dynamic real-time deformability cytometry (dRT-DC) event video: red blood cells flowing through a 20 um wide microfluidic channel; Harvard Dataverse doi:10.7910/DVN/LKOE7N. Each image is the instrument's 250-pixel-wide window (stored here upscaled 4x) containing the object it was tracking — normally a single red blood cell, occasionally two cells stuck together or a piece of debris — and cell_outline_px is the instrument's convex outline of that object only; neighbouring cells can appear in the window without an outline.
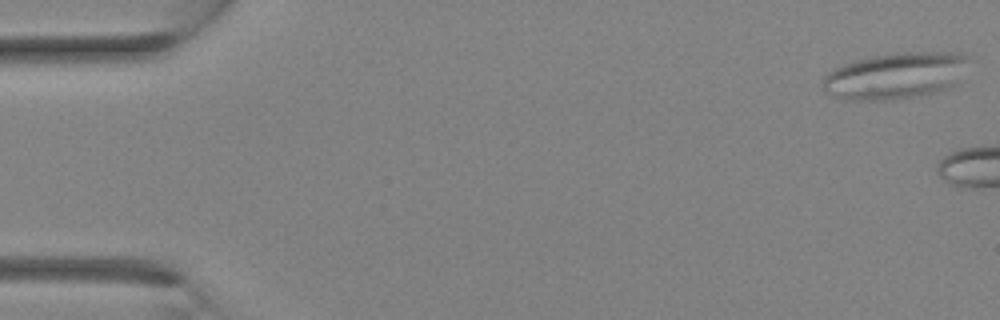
{"species": "Egyptian fruit bat (a non-hibernating species)", "species_latin": "Rousettus aegyptiacus", "temperature_condition": "room temperature", "stored_images_in_passage": 4, "camera_frame_rate_fps": 3000, "um_per_image_px": 0.085, "animal": {"sex": "female"}, "frame": {"image": 1, "passage_image": 1, "time_ms": 0.0, "image_size_px": [1000, 320], "cell_outline_px": [[968, 56], [960, 84], [924, 96], [892, 100], [848, 100], [836, 96], [828, 92], [820, 84], [824, 76], [828, 72], [852, 60], [892, 52], [960, 52]], "centroid_in_image_um": [76.15, 6.44], "position_along_channel_um": 8.8, "area_um2": 40.17}}